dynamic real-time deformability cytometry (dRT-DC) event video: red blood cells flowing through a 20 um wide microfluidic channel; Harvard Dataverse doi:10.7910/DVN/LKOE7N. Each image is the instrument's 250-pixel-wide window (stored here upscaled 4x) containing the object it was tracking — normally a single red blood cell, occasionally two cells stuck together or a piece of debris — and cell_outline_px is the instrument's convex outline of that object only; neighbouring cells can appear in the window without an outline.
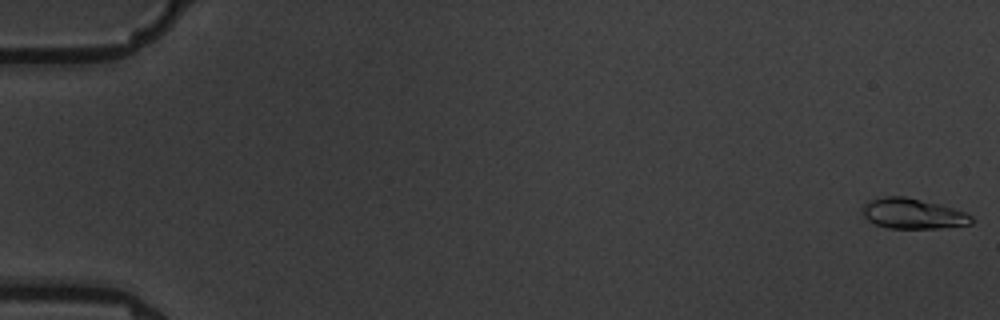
{"species": "common noctule bat (a hibernating species)", "species_latin": "Nyctalus noctula", "temperature_condition": "warm", "stored_images_in_passage": 6, "camera_frame_rate_fps": 3000, "um_per_image_px": 0.085, "animal": {"sex": "male", "body_mass_g": 19.5, "forearm_length_mm": 54.6}, "frame": {"image": 1, "passage_image": 1, "time_ms": 0.0, "image_size_px": [1000, 320], "cell_outline_px": [[972, 224], [940, 228], [888, 228], [876, 224], [868, 220], [860, 212], [860, 208], [864, 204], [872, 200], [884, 196], [904, 196], [952, 208], [964, 212], [972, 216]], "centroid_in_image_um": [77.54, 18.17], "position_along_channel_um": 7.5, "area_um2": 19.07}}